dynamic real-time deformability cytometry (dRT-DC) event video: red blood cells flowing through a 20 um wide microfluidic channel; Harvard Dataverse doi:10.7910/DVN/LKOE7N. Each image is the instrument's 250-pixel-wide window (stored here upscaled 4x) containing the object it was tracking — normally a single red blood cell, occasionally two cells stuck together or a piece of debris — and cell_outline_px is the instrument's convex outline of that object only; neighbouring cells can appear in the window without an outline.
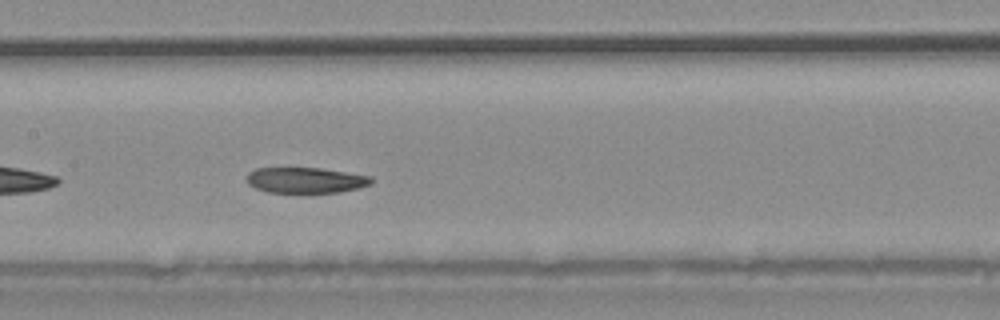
{"species": "common noctule bat (a hibernating species)", "species_latin": "Nyctalus noctula", "temperature_condition": "warm", "stored_images_in_passage": 26, "camera_frame_rate_fps": 3000, "um_per_image_px": 0.085, "animal": {"sex": "male", "body_mass_g": 20.4}, "frame": {"image": 1, "passage_image": 19, "time_ms": 6.0, "image_size_px": [1000, 320], "cell_outline_px": [[372, 184], [356, 188], [336, 192], [268, 192], [256, 188], [248, 184], [244, 180], [244, 176], [248, 172], [256, 168], [320, 168], [372, 176]], "centroid_in_image_um": [25.91, 15.3], "position_along_channel_um": 181.5, "area_um2": 18.61}}